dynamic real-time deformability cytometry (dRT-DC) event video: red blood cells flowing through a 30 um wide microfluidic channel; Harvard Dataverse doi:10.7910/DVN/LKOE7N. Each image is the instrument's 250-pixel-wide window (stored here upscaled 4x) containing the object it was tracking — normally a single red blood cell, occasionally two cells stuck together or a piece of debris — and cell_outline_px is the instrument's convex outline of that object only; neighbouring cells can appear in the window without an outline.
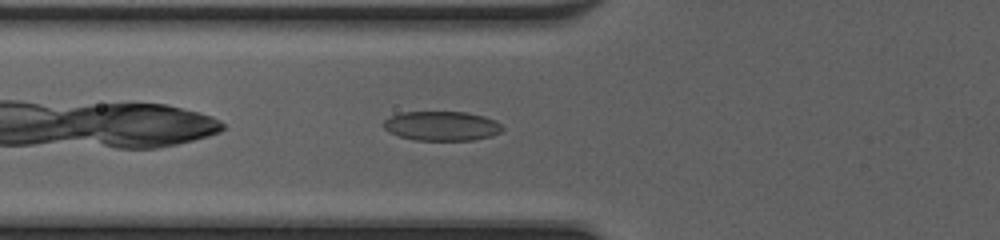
{"species": "common noctule bat (a hibernating species)", "species_latin": "Nyctalus noctula", "temperature_condition": "cold", "stored_images_in_passage": 34, "camera_frame_rate_fps": 3000, "um_per_image_px": 0.085, "animal": {"sex": "female", "body_mass_g": 20.0, "forearm_length_mm": 54.0}, "frame": {"image": 1, "passage_image": 3, "time_ms": 0.667, "image_size_px": [1000, 240], "cell_outline_px": [[504, 128], [500, 132], [492, 136], [472, 140], [416, 140], [400, 136], [388, 132], [380, 124], [388, 116], [400, 112], [464, 112], [484, 116], [496, 120]], "centroid_in_image_um": [37.51, 10.7], "position_along_channel_um": 88.3, "area_um2": 20.58}}
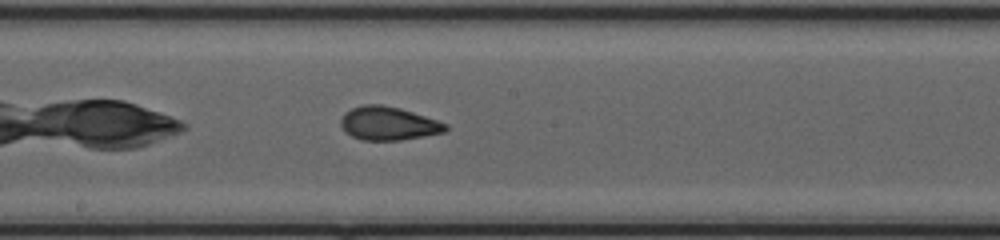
{"frame": {"image": 2, "passage_image": 12, "time_ms": 3.667, "image_size_px": [1000, 240], "cell_outline_px": [[448, 128], [444, 132], [424, 136], [400, 140], [360, 140], [344, 132], [340, 124], [340, 120], [344, 112], [352, 108], [364, 104], [380, 104], [400, 108], [448, 124]], "centroid_in_image_um": [32.97, 10.49], "position_along_channel_um": 215.2, "area_um2": 20.46}}
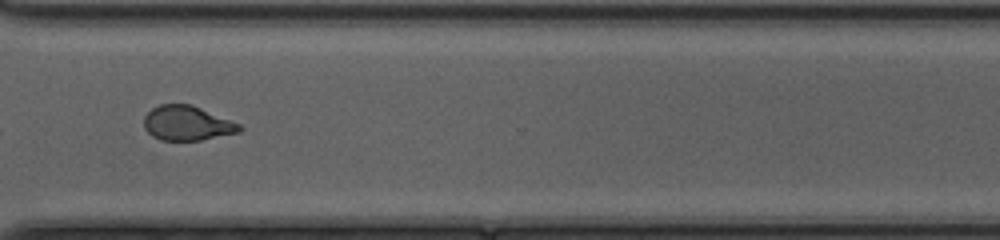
{"frame": {"image": 3, "passage_image": 22, "time_ms": 7.0, "image_size_px": [1000, 240], "cell_outline_px": [[244, 128], [240, 132], [200, 140], [160, 140], [152, 136], [144, 128], [144, 116], [152, 108], [160, 104], [192, 104], [240, 124]], "centroid_in_image_um": [15.9, 10.47], "position_along_channel_um": 354.7, "area_um2": 19.31}, "authors_computed_cell_mechanics": {"area_um2": 20.0566, "velocity_mm_per_s": 4.1932, "shape_relaxation_time_tau1_ms": 4.5441, "shape_relaxation_time_tau2_ms": 1.3459, "deformation_change_tau1": 0.1505, "deformation_change_tau2": 0.082}}